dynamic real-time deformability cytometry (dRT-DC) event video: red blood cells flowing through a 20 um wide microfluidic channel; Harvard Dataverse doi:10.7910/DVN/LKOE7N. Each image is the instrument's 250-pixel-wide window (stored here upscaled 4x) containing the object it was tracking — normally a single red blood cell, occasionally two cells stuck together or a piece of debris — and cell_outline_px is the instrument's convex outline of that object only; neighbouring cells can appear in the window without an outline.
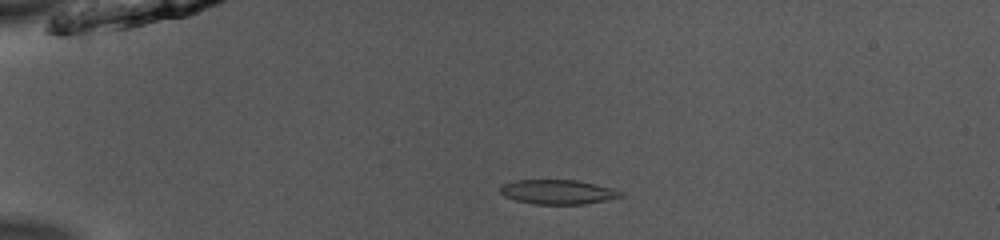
{"species": "common noctule bat (a hibernating species)", "species_latin": "Nyctalus noctula", "temperature_condition": "room temperature", "stored_images_in_passage": 46, "camera_frame_rate_fps": 3000, "um_per_image_px": 0.085, "animal": {"sex": "male", "body_mass_g": 13.0, "forearm_length_mm": 53.1}, "frame": {"image": 1, "passage_image": 7, "time_ms": 2.0, "image_size_px": [1000, 240], "cell_outline_px": [[624, 196], [584, 204], [532, 204], [516, 200], [504, 196], [500, 192], [500, 188], [504, 184], [516, 180], [576, 180], [612, 188], [620, 192]], "centroid_in_image_um": [47.38, 16.32], "position_along_channel_um": 37.6, "area_um2": 16.94}}
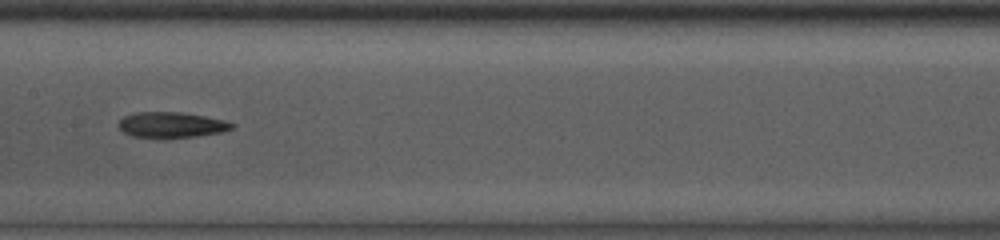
{"frame": {"image": 2, "passage_image": 22, "time_ms": 7.0, "image_size_px": [1000, 240], "cell_outline_px": [[236, 124], [232, 128], [220, 132], [196, 136], [132, 136], [124, 132], [116, 124], [124, 116], [136, 112], [180, 112], [204, 116], [224, 120]], "centroid_in_image_um": [14.56, 10.58], "position_along_channel_um": 192.8, "area_um2": 16.36}}
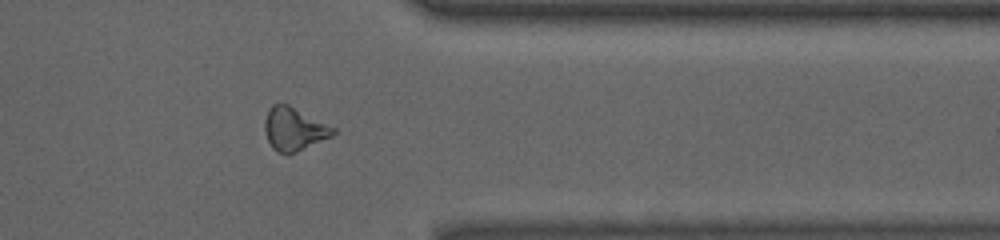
{"frame": {"image": 3, "passage_image": 37, "time_ms": 12.0, "image_size_px": [1000, 240], "cell_outline_px": [[336, 132], [332, 136], [288, 156], [272, 148], [268, 140], [264, 128], [264, 120], [268, 108], [272, 104], [288, 104], [336, 128]], "centroid_in_image_um": [24.98, 10.97], "position_along_channel_um": 386.4, "area_um2": 17.28}}